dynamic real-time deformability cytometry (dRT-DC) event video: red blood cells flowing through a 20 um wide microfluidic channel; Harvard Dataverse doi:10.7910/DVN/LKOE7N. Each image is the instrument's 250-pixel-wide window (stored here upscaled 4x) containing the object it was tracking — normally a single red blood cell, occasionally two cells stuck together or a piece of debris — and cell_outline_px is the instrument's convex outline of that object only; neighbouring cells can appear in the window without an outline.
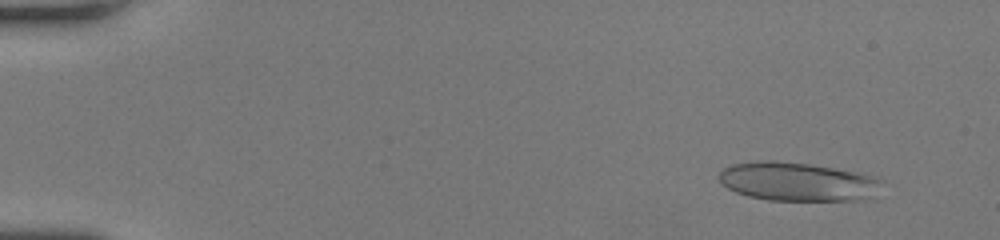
{"species": "human", "species_latin": "Homo sapiens", "temperature_condition": "room temperature", "stored_images_in_passage": 48, "camera_frame_rate_fps": 3000, "um_per_image_px": 0.085, "donor": {"sex": "female"}, "frame": {"image": 1, "passage_image": 4, "time_ms": 1.0, "image_size_px": [1000, 240], "cell_outline_px": [[884, 180], [864, 200], [768, 200], [748, 196], [736, 192], [728, 188], [720, 180], [720, 172], [724, 168], [732, 164], [760, 160], [772, 160], [812, 164], [876, 176]], "centroid_in_image_um": [67.75, 15.43], "position_along_channel_um": 17.3, "area_um2": 36.36}}
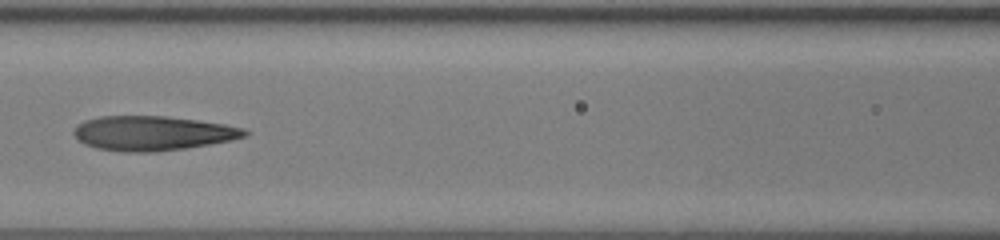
{"frame": {"image": 2, "passage_image": 23, "time_ms": 7.333, "image_size_px": [1000, 240], "cell_outline_px": [[252, 132], [248, 136], [232, 140], [184, 148], [156, 152], [124, 152], [96, 148], [84, 144], [76, 140], [72, 132], [76, 124], [84, 120], [100, 116], [164, 116], [196, 120], [224, 124], [244, 128]], "centroid_in_image_um": [12.94, 11.32], "position_along_channel_um": 153.7, "area_um2": 34.68}}
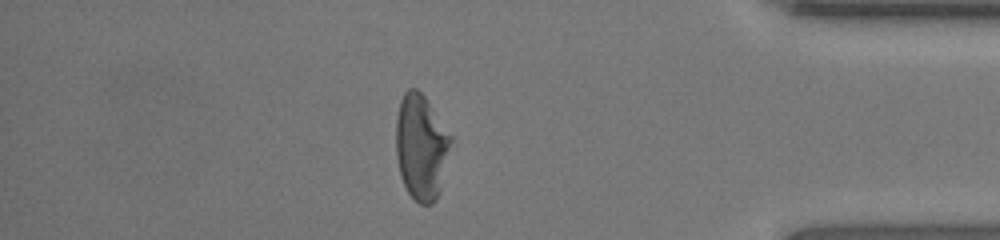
{"frame": {"image": 3, "passage_image": 42, "time_ms": 13.667, "image_size_px": [1000, 240], "cell_outline_px": [[452, 140], [440, 188], [436, 200], [432, 204], [420, 204], [408, 192], [400, 176], [396, 156], [396, 120], [400, 100], [404, 92], [408, 88], [416, 88], [424, 96], [452, 136]], "centroid_in_image_um": [35.78, 12.48], "position_along_channel_um": 399.4, "area_um2": 33.52}, "authors_computed_cell_mechanics": {"area_um2": 34.8245, "velocity_mm_per_s": 4.3388, "shape_relaxation_time_tau1_ms": 11.3746, "shape_relaxation_time_tau2_ms": 1.5903, "deformation_change_tau1": 0.3995, "deformation_change_tau2": 0.1063}}